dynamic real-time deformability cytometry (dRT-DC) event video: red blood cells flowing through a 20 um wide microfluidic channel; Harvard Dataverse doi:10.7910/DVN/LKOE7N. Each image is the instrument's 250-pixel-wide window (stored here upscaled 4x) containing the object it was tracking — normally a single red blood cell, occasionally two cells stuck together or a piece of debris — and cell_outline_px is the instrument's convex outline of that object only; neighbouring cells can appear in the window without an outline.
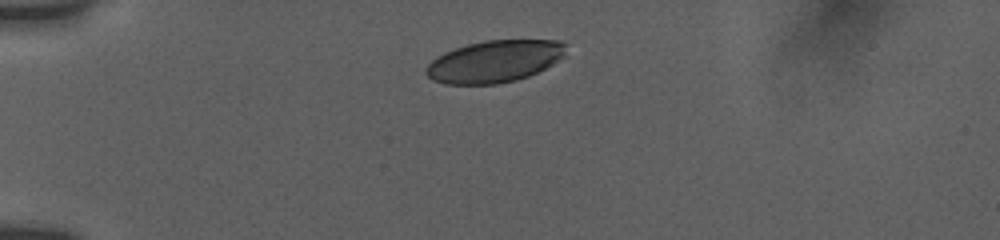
{"species": "human", "species_latin": "Homo sapiens", "temperature_condition": "room temperature", "stored_images_in_passage": 13, "camera_frame_rate_fps": 3000, "um_per_image_px": 0.085, "donor": {"sex": "female"}, "frame": {"image": 1, "passage_image": 1, "time_ms": 0.0, "image_size_px": [1000, 240], "cell_outline_px": [[568, 44], [564, 56], [552, 64], [528, 76], [516, 80], [496, 84], [444, 84], [432, 80], [424, 72], [424, 68], [436, 56], [444, 52], [468, 44], [484, 40], [560, 40]], "centroid_in_image_um": [42.02, 5.21], "position_along_channel_um": 43.0, "area_um2": 34.39}}
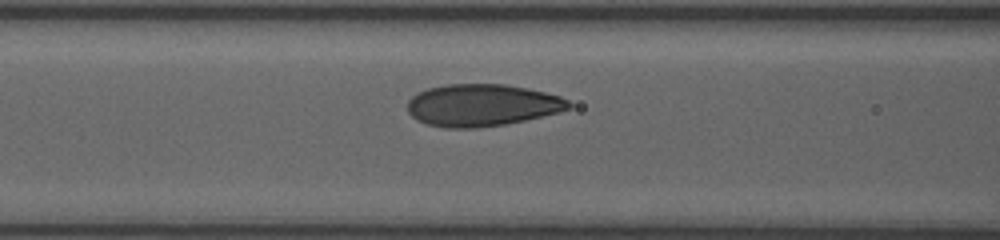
{"frame": {"image": 2, "passage_image": 6, "time_ms": 3.333, "image_size_px": [1000, 240], "cell_outline_px": [[572, 108], [524, 120], [504, 124], [476, 128], [448, 128], [428, 124], [416, 120], [408, 112], [408, 100], [412, 96], [428, 88], [448, 84], [504, 84], [528, 88], [560, 96], [568, 100], [572, 104]], "centroid_in_image_um": [40.96, 8.93], "position_along_channel_um": 125.6, "area_um2": 39.36}}
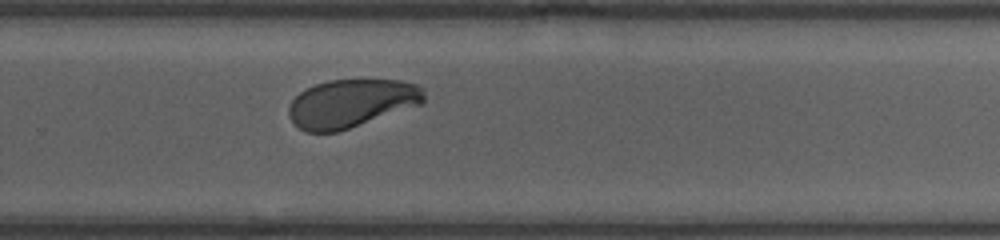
{"frame": {"image": 3, "passage_image": 13, "time_ms": 8.0, "image_size_px": [1000, 240], "cell_outline_px": [[424, 100], [420, 104], [336, 132], [308, 132], [300, 128], [288, 116], [288, 108], [292, 100], [300, 92], [316, 84], [328, 80], [400, 80], [416, 84], [424, 88]], "centroid_in_image_um": [29.84, 8.77], "position_along_channel_um": 300.0, "area_um2": 37.45}}